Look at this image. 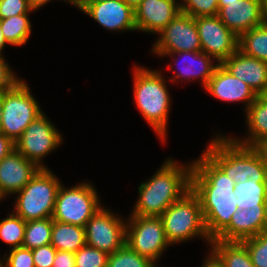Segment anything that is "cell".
Instances as JSON below:
<instances>
[{"instance_id":"7bdbcfd3","label":"cell","mask_w":267,"mask_h":267,"mask_svg":"<svg viewBox=\"0 0 267 267\" xmlns=\"http://www.w3.org/2000/svg\"><path fill=\"white\" fill-rule=\"evenodd\" d=\"M264 24H267V0H261Z\"/></svg>"},{"instance_id":"ee69618b","label":"cell","mask_w":267,"mask_h":267,"mask_svg":"<svg viewBox=\"0 0 267 267\" xmlns=\"http://www.w3.org/2000/svg\"><path fill=\"white\" fill-rule=\"evenodd\" d=\"M124 1L133 9H135L142 2V0H124Z\"/></svg>"},{"instance_id":"603a6c76","label":"cell","mask_w":267,"mask_h":267,"mask_svg":"<svg viewBox=\"0 0 267 267\" xmlns=\"http://www.w3.org/2000/svg\"><path fill=\"white\" fill-rule=\"evenodd\" d=\"M213 255L223 267H255L246 246L239 241L212 239Z\"/></svg>"},{"instance_id":"e575fe53","label":"cell","mask_w":267,"mask_h":267,"mask_svg":"<svg viewBox=\"0 0 267 267\" xmlns=\"http://www.w3.org/2000/svg\"><path fill=\"white\" fill-rule=\"evenodd\" d=\"M32 9L28 0H1L0 19H6L16 15L27 14Z\"/></svg>"},{"instance_id":"d590c367","label":"cell","mask_w":267,"mask_h":267,"mask_svg":"<svg viewBox=\"0 0 267 267\" xmlns=\"http://www.w3.org/2000/svg\"><path fill=\"white\" fill-rule=\"evenodd\" d=\"M56 249L51 245H43L32 250L35 267H52Z\"/></svg>"},{"instance_id":"1f68e13d","label":"cell","mask_w":267,"mask_h":267,"mask_svg":"<svg viewBox=\"0 0 267 267\" xmlns=\"http://www.w3.org/2000/svg\"><path fill=\"white\" fill-rule=\"evenodd\" d=\"M241 242L246 246L255 267H267V231Z\"/></svg>"},{"instance_id":"484cf974","label":"cell","mask_w":267,"mask_h":267,"mask_svg":"<svg viewBox=\"0 0 267 267\" xmlns=\"http://www.w3.org/2000/svg\"><path fill=\"white\" fill-rule=\"evenodd\" d=\"M177 53L180 55H183L185 57L191 56L192 58L189 57L190 58V59L188 58L189 60H187V61L184 60V62H186V64H187L186 65L187 67L183 68V71L180 69L181 73L177 74L176 78H180L181 76L183 77V75H184V76L188 77L190 80L191 75L193 78L196 76L197 77L200 76L203 79L202 82H203L204 86H206L209 79L213 76V73H214L216 67L218 66V64L212 65L211 60H210V56H208L206 53H204L202 51H198V52L181 51V52H177ZM190 61H192V62L194 61L195 63L193 62L191 64ZM196 61L197 62L199 61V63H197ZM189 62H190V64H189ZM192 69H193V71H192ZM196 70L198 73L196 72Z\"/></svg>"},{"instance_id":"8d00e7d4","label":"cell","mask_w":267,"mask_h":267,"mask_svg":"<svg viewBox=\"0 0 267 267\" xmlns=\"http://www.w3.org/2000/svg\"><path fill=\"white\" fill-rule=\"evenodd\" d=\"M19 81L0 55V94L13 88Z\"/></svg>"},{"instance_id":"30bf717a","label":"cell","mask_w":267,"mask_h":267,"mask_svg":"<svg viewBox=\"0 0 267 267\" xmlns=\"http://www.w3.org/2000/svg\"><path fill=\"white\" fill-rule=\"evenodd\" d=\"M60 142V134L42 113L15 141V149L39 168L45 169L40 165V159L56 148Z\"/></svg>"},{"instance_id":"3957f363","label":"cell","mask_w":267,"mask_h":267,"mask_svg":"<svg viewBox=\"0 0 267 267\" xmlns=\"http://www.w3.org/2000/svg\"><path fill=\"white\" fill-rule=\"evenodd\" d=\"M205 154L235 184L249 178L267 179V152L263 147L245 146L233 139L217 138Z\"/></svg>"},{"instance_id":"60d3db41","label":"cell","mask_w":267,"mask_h":267,"mask_svg":"<svg viewBox=\"0 0 267 267\" xmlns=\"http://www.w3.org/2000/svg\"><path fill=\"white\" fill-rule=\"evenodd\" d=\"M203 267H223V265L219 262V260L212 254Z\"/></svg>"},{"instance_id":"8fae6325","label":"cell","mask_w":267,"mask_h":267,"mask_svg":"<svg viewBox=\"0 0 267 267\" xmlns=\"http://www.w3.org/2000/svg\"><path fill=\"white\" fill-rule=\"evenodd\" d=\"M195 23L202 52L215 57L219 64L238 50L239 37L222 23L218 15L196 17Z\"/></svg>"},{"instance_id":"cb8c5ba5","label":"cell","mask_w":267,"mask_h":267,"mask_svg":"<svg viewBox=\"0 0 267 267\" xmlns=\"http://www.w3.org/2000/svg\"><path fill=\"white\" fill-rule=\"evenodd\" d=\"M238 209L267 207V179L249 178L234 186Z\"/></svg>"},{"instance_id":"44dd1931","label":"cell","mask_w":267,"mask_h":267,"mask_svg":"<svg viewBox=\"0 0 267 267\" xmlns=\"http://www.w3.org/2000/svg\"><path fill=\"white\" fill-rule=\"evenodd\" d=\"M247 122L251 131V139L236 141L251 147L267 146V99L258 95L256 100L247 108Z\"/></svg>"},{"instance_id":"9a60e30c","label":"cell","mask_w":267,"mask_h":267,"mask_svg":"<svg viewBox=\"0 0 267 267\" xmlns=\"http://www.w3.org/2000/svg\"><path fill=\"white\" fill-rule=\"evenodd\" d=\"M218 16L237 37L264 24L261 0H238L221 7Z\"/></svg>"},{"instance_id":"7c38bea8","label":"cell","mask_w":267,"mask_h":267,"mask_svg":"<svg viewBox=\"0 0 267 267\" xmlns=\"http://www.w3.org/2000/svg\"><path fill=\"white\" fill-rule=\"evenodd\" d=\"M86 244L108 254L125 244L126 226L108 210L100 208L85 224Z\"/></svg>"},{"instance_id":"83f0119b","label":"cell","mask_w":267,"mask_h":267,"mask_svg":"<svg viewBox=\"0 0 267 267\" xmlns=\"http://www.w3.org/2000/svg\"><path fill=\"white\" fill-rule=\"evenodd\" d=\"M27 14L0 19V26L8 44L22 45L26 43L31 33V25Z\"/></svg>"},{"instance_id":"7402d4cb","label":"cell","mask_w":267,"mask_h":267,"mask_svg":"<svg viewBox=\"0 0 267 267\" xmlns=\"http://www.w3.org/2000/svg\"><path fill=\"white\" fill-rule=\"evenodd\" d=\"M50 244L56 250L75 253L86 244L84 227L53 220Z\"/></svg>"},{"instance_id":"d6a6232c","label":"cell","mask_w":267,"mask_h":267,"mask_svg":"<svg viewBox=\"0 0 267 267\" xmlns=\"http://www.w3.org/2000/svg\"><path fill=\"white\" fill-rule=\"evenodd\" d=\"M180 11L194 18L199 16H215L219 12V0H184Z\"/></svg>"},{"instance_id":"5bb4252c","label":"cell","mask_w":267,"mask_h":267,"mask_svg":"<svg viewBox=\"0 0 267 267\" xmlns=\"http://www.w3.org/2000/svg\"><path fill=\"white\" fill-rule=\"evenodd\" d=\"M16 149L0 162V199L19 192L40 170Z\"/></svg>"},{"instance_id":"f546056e","label":"cell","mask_w":267,"mask_h":267,"mask_svg":"<svg viewBox=\"0 0 267 267\" xmlns=\"http://www.w3.org/2000/svg\"><path fill=\"white\" fill-rule=\"evenodd\" d=\"M107 267H155V265L124 244L119 250L109 254Z\"/></svg>"},{"instance_id":"5b68a950","label":"cell","mask_w":267,"mask_h":267,"mask_svg":"<svg viewBox=\"0 0 267 267\" xmlns=\"http://www.w3.org/2000/svg\"><path fill=\"white\" fill-rule=\"evenodd\" d=\"M160 218L170 244L200 234L212 241L206 230L200 200L191 189L171 204Z\"/></svg>"},{"instance_id":"ba28073f","label":"cell","mask_w":267,"mask_h":267,"mask_svg":"<svg viewBox=\"0 0 267 267\" xmlns=\"http://www.w3.org/2000/svg\"><path fill=\"white\" fill-rule=\"evenodd\" d=\"M97 194L89 184H81L65 190L60 185L52 219L84 227L100 209Z\"/></svg>"},{"instance_id":"52a82bcc","label":"cell","mask_w":267,"mask_h":267,"mask_svg":"<svg viewBox=\"0 0 267 267\" xmlns=\"http://www.w3.org/2000/svg\"><path fill=\"white\" fill-rule=\"evenodd\" d=\"M42 112L22 80L2 93L0 133L14 142Z\"/></svg>"},{"instance_id":"ffe728a7","label":"cell","mask_w":267,"mask_h":267,"mask_svg":"<svg viewBox=\"0 0 267 267\" xmlns=\"http://www.w3.org/2000/svg\"><path fill=\"white\" fill-rule=\"evenodd\" d=\"M205 87L214 97L224 101L246 100L247 108L258 97L252 88L233 76L222 64H218Z\"/></svg>"},{"instance_id":"4316f807","label":"cell","mask_w":267,"mask_h":267,"mask_svg":"<svg viewBox=\"0 0 267 267\" xmlns=\"http://www.w3.org/2000/svg\"><path fill=\"white\" fill-rule=\"evenodd\" d=\"M52 226V217L27 221L22 246L33 250L43 245L50 244Z\"/></svg>"},{"instance_id":"d6986e66","label":"cell","mask_w":267,"mask_h":267,"mask_svg":"<svg viewBox=\"0 0 267 267\" xmlns=\"http://www.w3.org/2000/svg\"><path fill=\"white\" fill-rule=\"evenodd\" d=\"M233 76L261 95L267 86V62L245 55L239 49L221 63Z\"/></svg>"},{"instance_id":"9c48e42d","label":"cell","mask_w":267,"mask_h":267,"mask_svg":"<svg viewBox=\"0 0 267 267\" xmlns=\"http://www.w3.org/2000/svg\"><path fill=\"white\" fill-rule=\"evenodd\" d=\"M131 218L132 223L128 225L130 228L126 225L125 244L154 263L164 248L170 244L164 231L162 219L136 215H132ZM128 229L130 230L128 231Z\"/></svg>"},{"instance_id":"e0dca14e","label":"cell","mask_w":267,"mask_h":267,"mask_svg":"<svg viewBox=\"0 0 267 267\" xmlns=\"http://www.w3.org/2000/svg\"><path fill=\"white\" fill-rule=\"evenodd\" d=\"M175 0H142L134 9L136 30L159 33L180 13Z\"/></svg>"},{"instance_id":"277c9868","label":"cell","mask_w":267,"mask_h":267,"mask_svg":"<svg viewBox=\"0 0 267 267\" xmlns=\"http://www.w3.org/2000/svg\"><path fill=\"white\" fill-rule=\"evenodd\" d=\"M134 95L144 118L159 136L165 138L169 111V95L161 74L142 68L135 69Z\"/></svg>"},{"instance_id":"ac0fdd59","label":"cell","mask_w":267,"mask_h":267,"mask_svg":"<svg viewBox=\"0 0 267 267\" xmlns=\"http://www.w3.org/2000/svg\"><path fill=\"white\" fill-rule=\"evenodd\" d=\"M83 11L106 29L136 30L134 9L124 0L100 1Z\"/></svg>"},{"instance_id":"f35d334b","label":"cell","mask_w":267,"mask_h":267,"mask_svg":"<svg viewBox=\"0 0 267 267\" xmlns=\"http://www.w3.org/2000/svg\"><path fill=\"white\" fill-rule=\"evenodd\" d=\"M13 150H15V142L11 138L0 133V162Z\"/></svg>"},{"instance_id":"8992f818","label":"cell","mask_w":267,"mask_h":267,"mask_svg":"<svg viewBox=\"0 0 267 267\" xmlns=\"http://www.w3.org/2000/svg\"><path fill=\"white\" fill-rule=\"evenodd\" d=\"M60 183L47 168L38 173L17 193L16 215L25 222L51 218Z\"/></svg>"},{"instance_id":"f6af8a7d","label":"cell","mask_w":267,"mask_h":267,"mask_svg":"<svg viewBox=\"0 0 267 267\" xmlns=\"http://www.w3.org/2000/svg\"><path fill=\"white\" fill-rule=\"evenodd\" d=\"M7 43V41L5 40L4 38V35L2 33V30H1V26H0V55H1V51L4 47V45Z\"/></svg>"},{"instance_id":"4fadbf2b","label":"cell","mask_w":267,"mask_h":267,"mask_svg":"<svg viewBox=\"0 0 267 267\" xmlns=\"http://www.w3.org/2000/svg\"><path fill=\"white\" fill-rule=\"evenodd\" d=\"M159 34L153 49L159 55L202 51L195 18L181 11Z\"/></svg>"},{"instance_id":"6da1fadb","label":"cell","mask_w":267,"mask_h":267,"mask_svg":"<svg viewBox=\"0 0 267 267\" xmlns=\"http://www.w3.org/2000/svg\"><path fill=\"white\" fill-rule=\"evenodd\" d=\"M235 182L203 153L192 164L191 190L200 200L207 233L215 239L238 211Z\"/></svg>"},{"instance_id":"4dcf8cb0","label":"cell","mask_w":267,"mask_h":267,"mask_svg":"<svg viewBox=\"0 0 267 267\" xmlns=\"http://www.w3.org/2000/svg\"><path fill=\"white\" fill-rule=\"evenodd\" d=\"M109 254L85 244L75 252L76 267H107Z\"/></svg>"},{"instance_id":"836d02e7","label":"cell","mask_w":267,"mask_h":267,"mask_svg":"<svg viewBox=\"0 0 267 267\" xmlns=\"http://www.w3.org/2000/svg\"><path fill=\"white\" fill-rule=\"evenodd\" d=\"M6 259V267H35L32 250L23 246L12 248Z\"/></svg>"},{"instance_id":"ab89813d","label":"cell","mask_w":267,"mask_h":267,"mask_svg":"<svg viewBox=\"0 0 267 267\" xmlns=\"http://www.w3.org/2000/svg\"><path fill=\"white\" fill-rule=\"evenodd\" d=\"M100 1H105V0H72V4H75L80 8L82 11L91 4L100 2Z\"/></svg>"},{"instance_id":"7a4b0ae2","label":"cell","mask_w":267,"mask_h":267,"mask_svg":"<svg viewBox=\"0 0 267 267\" xmlns=\"http://www.w3.org/2000/svg\"><path fill=\"white\" fill-rule=\"evenodd\" d=\"M191 171L192 166L181 168L168 160L147 183L140 185L133 215L160 217L191 189Z\"/></svg>"},{"instance_id":"2e32d148","label":"cell","mask_w":267,"mask_h":267,"mask_svg":"<svg viewBox=\"0 0 267 267\" xmlns=\"http://www.w3.org/2000/svg\"><path fill=\"white\" fill-rule=\"evenodd\" d=\"M267 231V207L238 209L230 224L215 238L223 241H243Z\"/></svg>"},{"instance_id":"d4e9b609","label":"cell","mask_w":267,"mask_h":267,"mask_svg":"<svg viewBox=\"0 0 267 267\" xmlns=\"http://www.w3.org/2000/svg\"><path fill=\"white\" fill-rule=\"evenodd\" d=\"M238 49L245 55L267 62V24L243 33L239 37Z\"/></svg>"},{"instance_id":"74e56055","label":"cell","mask_w":267,"mask_h":267,"mask_svg":"<svg viewBox=\"0 0 267 267\" xmlns=\"http://www.w3.org/2000/svg\"><path fill=\"white\" fill-rule=\"evenodd\" d=\"M52 267H76L75 253L57 250Z\"/></svg>"},{"instance_id":"7dc6e473","label":"cell","mask_w":267,"mask_h":267,"mask_svg":"<svg viewBox=\"0 0 267 267\" xmlns=\"http://www.w3.org/2000/svg\"><path fill=\"white\" fill-rule=\"evenodd\" d=\"M1 117H2V93L0 94V126H1Z\"/></svg>"},{"instance_id":"f1b7e54d","label":"cell","mask_w":267,"mask_h":267,"mask_svg":"<svg viewBox=\"0 0 267 267\" xmlns=\"http://www.w3.org/2000/svg\"><path fill=\"white\" fill-rule=\"evenodd\" d=\"M25 228L26 222L16 214H11L0 222V238L10 246L13 245V249L21 247Z\"/></svg>"},{"instance_id":"b9f144b4","label":"cell","mask_w":267,"mask_h":267,"mask_svg":"<svg viewBox=\"0 0 267 267\" xmlns=\"http://www.w3.org/2000/svg\"><path fill=\"white\" fill-rule=\"evenodd\" d=\"M49 0H28L29 5L32 10L39 8L43 4L47 3ZM72 3V0H69Z\"/></svg>"},{"instance_id":"c3c4849f","label":"cell","mask_w":267,"mask_h":267,"mask_svg":"<svg viewBox=\"0 0 267 267\" xmlns=\"http://www.w3.org/2000/svg\"><path fill=\"white\" fill-rule=\"evenodd\" d=\"M261 96L267 99V86H266L265 91L261 94Z\"/></svg>"},{"instance_id":"bcb514c9","label":"cell","mask_w":267,"mask_h":267,"mask_svg":"<svg viewBox=\"0 0 267 267\" xmlns=\"http://www.w3.org/2000/svg\"><path fill=\"white\" fill-rule=\"evenodd\" d=\"M235 1H238V0H219V9L221 7L227 6V5H229V3H232Z\"/></svg>"}]
</instances>
